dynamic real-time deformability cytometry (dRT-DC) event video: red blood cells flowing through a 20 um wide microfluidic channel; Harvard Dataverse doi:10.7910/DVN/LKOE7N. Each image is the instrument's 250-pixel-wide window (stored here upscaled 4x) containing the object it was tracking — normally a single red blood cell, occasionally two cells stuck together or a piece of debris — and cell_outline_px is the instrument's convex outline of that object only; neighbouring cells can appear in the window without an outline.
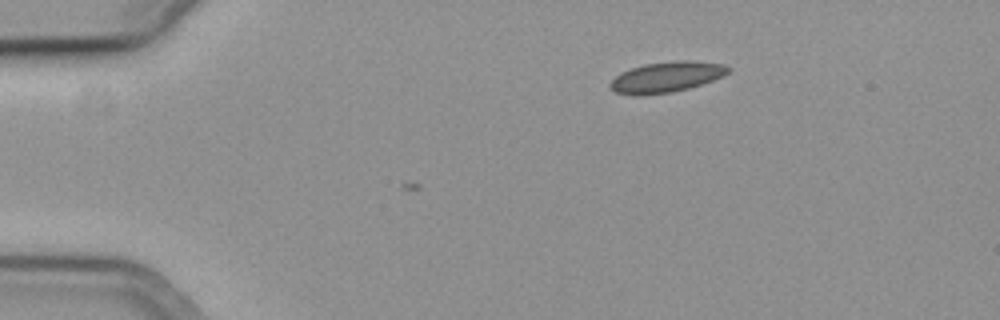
{"species": "common noctule bat (a hibernating species)", "species_latin": "Nyctalus noctula", "temperature_condition": "cold", "stored_images_in_passage": 3, "camera_frame_rate_fps": 3000, "um_per_image_px": 0.085, "animal": {"sex": "female", "body_mass_g": 19.3, "forearm_length_mm": 54.1}, "frame": {"image": 1, "passage_image": 1, "time_ms": 0.0, "image_size_px": [1000, 320], "cell_outline_px": [[732, 68], [724, 76], [688, 88], [672, 92], [640, 96], [632, 96], [616, 92], [608, 84], [620, 72], [644, 64], [672, 60], [692, 60], [724, 64]], "centroid_in_image_um": [56.65, 6.54], "position_along_channel_um": 28.4, "area_um2": 21.21}}